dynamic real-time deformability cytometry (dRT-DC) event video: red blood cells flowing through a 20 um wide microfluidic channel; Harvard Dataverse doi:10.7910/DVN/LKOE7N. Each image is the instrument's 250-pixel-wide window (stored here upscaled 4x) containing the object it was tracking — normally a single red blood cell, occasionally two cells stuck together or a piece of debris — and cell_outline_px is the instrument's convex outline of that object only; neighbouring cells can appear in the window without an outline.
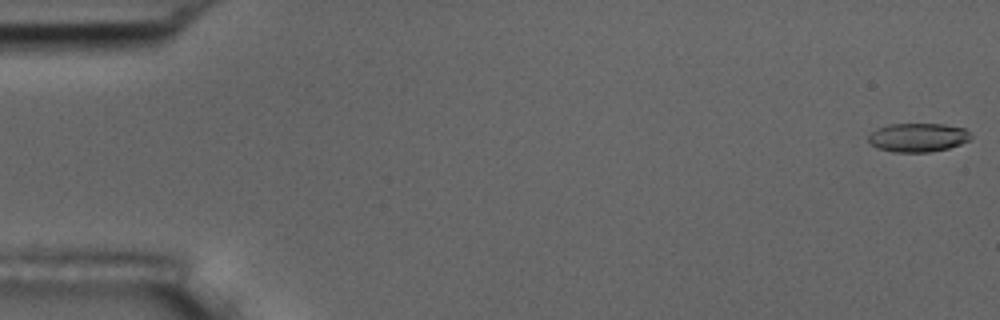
{"species": "common noctule bat (a hibernating species)", "species_latin": "Nyctalus noctula", "temperature_condition": "room temperature", "stored_images_in_passage": 9, "camera_frame_rate_fps": 3000, "um_per_image_px": 0.085, "animal": {"sex": "male", "body_mass_g": 17.5, "forearm_length_mm": 52.3}, "frame": {"image": 1, "passage_image": 1, "time_ms": 0.0, "image_size_px": [1000, 320], "cell_outline_px": [[972, 136], [968, 140], [960, 144], [948, 148], [928, 152], [892, 152], [876, 148], [868, 140], [868, 136], [876, 128], [888, 124], [944, 124], [964, 128]], "centroid_in_image_um": [77.99, 11.68], "position_along_channel_um": 7.0, "area_um2": 17.17}}
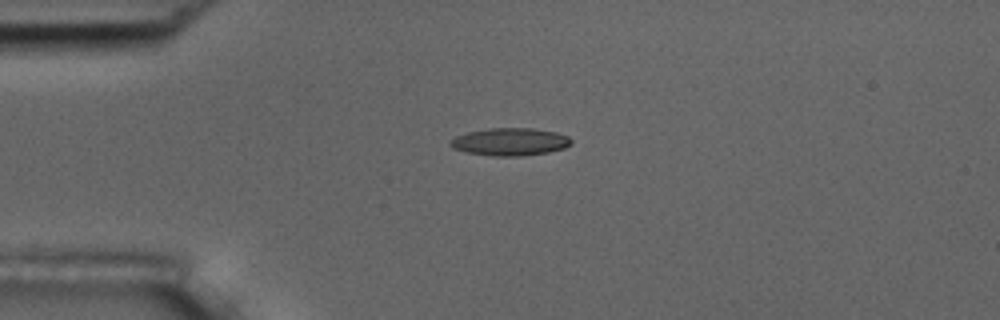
{"frame": {"image": 2, "passage_image": 4, "time_ms": 4.333, "image_size_px": [1000, 320], "cell_outline_px": [[572, 144], [564, 148], [548, 152], [520, 156], [492, 156], [468, 152], [452, 148], [448, 144], [448, 140], [456, 136], [468, 132], [488, 128], [532, 128], [556, 132], [568, 136], [572, 140]], "centroid_in_image_um": [43.34, 12.05], "position_along_channel_um": 41.7, "area_um2": 19.54}}
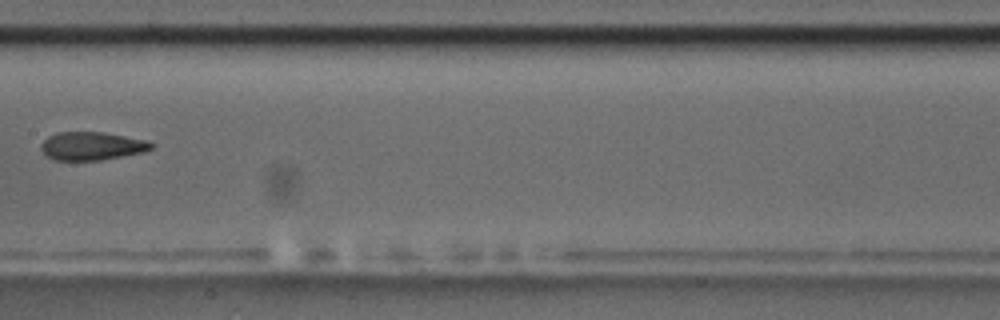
{"frame": {"image": 3, "passage_image": 8, "time_ms": 9.333, "image_size_px": [1000, 320], "cell_outline_px": [[156, 144], [152, 148], [144, 152], [100, 160], [56, 160], [48, 156], [40, 148], [40, 144], [48, 136], [56, 132], [104, 132], [148, 140]], "centroid_in_image_um": [7.83, 12.4], "position_along_channel_um": 199.6, "area_um2": 18.21}}